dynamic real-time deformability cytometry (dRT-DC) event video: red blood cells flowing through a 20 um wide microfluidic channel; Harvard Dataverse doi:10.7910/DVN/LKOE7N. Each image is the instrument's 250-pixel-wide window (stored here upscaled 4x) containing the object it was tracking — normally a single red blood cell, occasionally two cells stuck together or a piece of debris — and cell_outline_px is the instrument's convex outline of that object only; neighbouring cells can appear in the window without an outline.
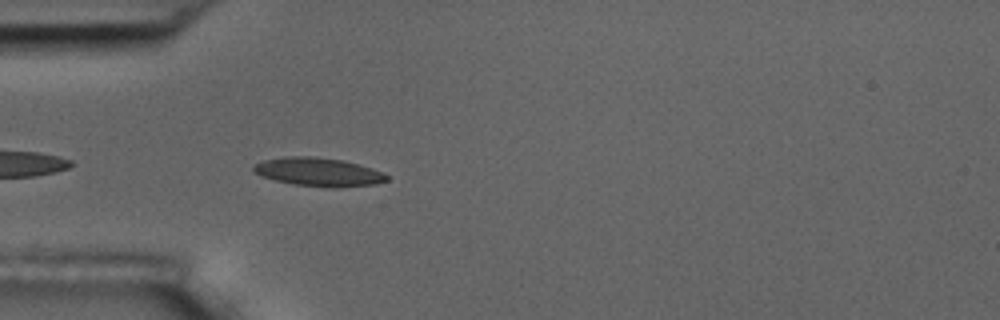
{"species": "common noctule bat (a hibernating species)", "species_latin": "Nyctalus noctula", "temperature_condition": "room temperature", "stored_images_in_passage": 4, "camera_frame_rate_fps": 3000, "um_per_image_px": 0.085, "animal": {"sex": "male", "body_mass_g": 17.5, "forearm_length_mm": 52.3}, "frame": {"image": 1, "passage_image": 4, "time_ms": 3.667, "image_size_px": [1000, 320], "cell_outline_px": [[388, 180], [376, 184], [336, 188], [332, 188], [292, 184], [260, 176], [252, 172], [252, 168], [256, 164], [264, 160], [284, 156], [312, 156], [344, 160], [372, 168], [388, 176]], "centroid_in_image_um": [27.05, 14.62], "position_along_channel_um": 58.0, "area_um2": 22.25}}